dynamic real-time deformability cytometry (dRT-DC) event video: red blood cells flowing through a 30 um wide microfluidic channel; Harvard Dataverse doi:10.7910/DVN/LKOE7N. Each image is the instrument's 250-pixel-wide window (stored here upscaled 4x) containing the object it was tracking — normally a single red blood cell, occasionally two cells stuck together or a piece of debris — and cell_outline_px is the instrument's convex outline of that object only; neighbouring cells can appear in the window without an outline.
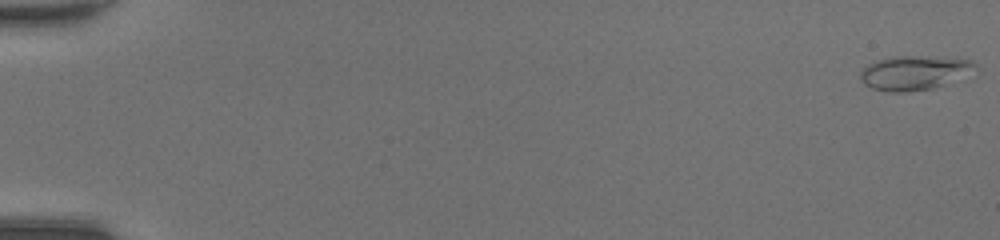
{"species": "common noctule bat (a hibernating species)", "species_latin": "Nyctalus noctula", "temperature_condition": "room temperature", "stored_images_in_passage": 49, "camera_frame_rate_fps": 3000, "um_per_image_px": 0.085, "animal": {"sex": "female", "body_mass_g": 20.0, "forearm_length_mm": 54.0}, "frame": {"image": 1, "passage_image": 1, "time_ms": 0.0, "image_size_px": [1000, 240], "cell_outline_px": [[976, 64], [944, 84], [932, 88], [904, 92], [892, 92], [872, 88], [864, 84], [860, 80], [860, 72], [868, 64], [876, 60], [892, 56], [956, 56], [972, 60]], "centroid_in_image_um": [77.6, 6.15], "position_along_channel_um": 7.4, "area_um2": 22.48}}
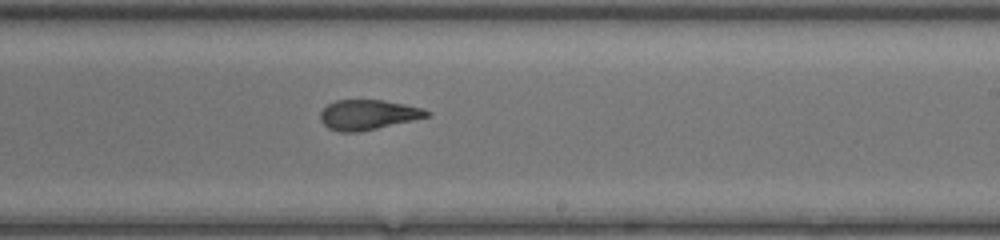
{"frame": {"image": 2, "passage_image": 31, "time_ms": 10.0, "image_size_px": [1000, 240], "cell_outline_px": [[432, 112], [428, 116], [412, 120], [376, 128], [356, 132], [340, 132], [328, 128], [320, 120], [320, 112], [328, 104], [336, 100], [384, 100], [424, 108]], "centroid_in_image_um": [31.27, 9.74], "position_along_channel_um": 257.7, "area_um2": 18.44}}
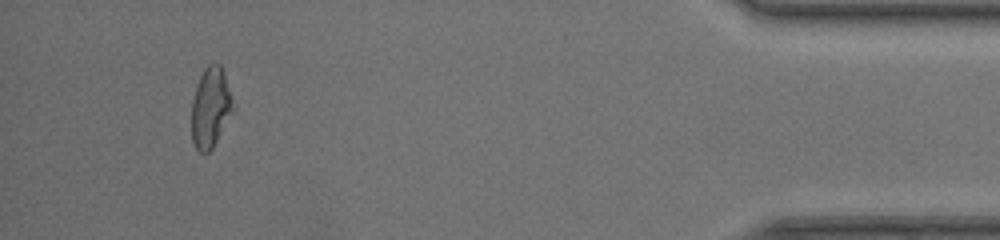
{"frame": {"image": 3, "passage_image": 46, "time_ms": 15.0, "image_size_px": [1000, 240], "cell_outline_px": [[232, 112], [212, 148], [208, 152], [200, 152], [196, 148], [192, 140], [192, 100], [196, 84], [204, 68], [208, 64], [220, 64], [224, 72], [232, 96]], "centroid_in_image_um": [17.88, 9.11], "position_along_channel_um": 417.3, "area_um2": 19.07}, "authors_computed_cell_mechanics": {"area_um2": 19.4786, "velocity_mm_per_s": 4.4045, "shape_relaxation_time_tau1_ms": null, "shape_relaxation_time_tau2_ms": 1.1645, "deformation_change_tau1": null, "deformation_change_tau2": 0.0942}}